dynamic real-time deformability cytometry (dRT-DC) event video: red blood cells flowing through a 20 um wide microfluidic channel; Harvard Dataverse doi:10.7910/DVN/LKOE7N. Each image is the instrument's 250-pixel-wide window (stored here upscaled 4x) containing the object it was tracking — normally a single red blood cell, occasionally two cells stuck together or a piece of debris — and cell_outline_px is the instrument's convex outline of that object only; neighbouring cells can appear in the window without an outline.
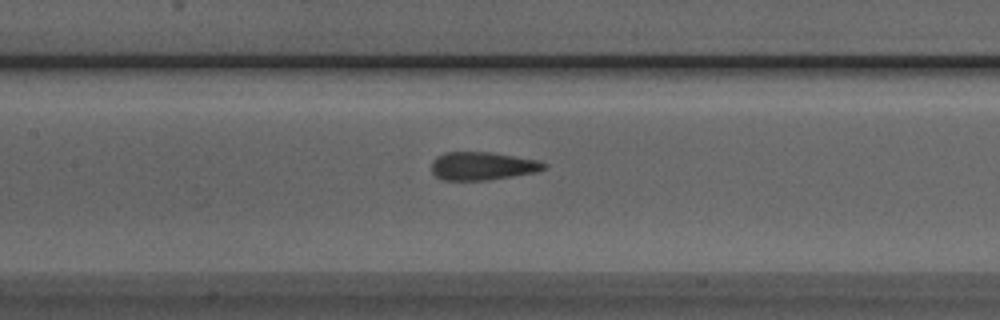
{"species": "Egyptian fruit bat (a non-hibernating species)", "species_latin": "Rousettus aegyptiacus", "temperature_condition": "room temperature", "stored_images_in_passage": 40, "camera_frame_rate_fps": 3000, "um_per_image_px": 0.085, "animal": {"sex": "male"}, "frame": {"image": 1, "passage_image": 23, "time_ms": 7.333, "image_size_px": [1000, 320], "cell_outline_px": [[548, 164], [544, 168], [536, 172], [488, 180], [440, 180], [432, 172], [432, 160], [436, 156], [444, 152], [492, 152], [540, 160]], "centroid_in_image_um": [40.99, 14.1], "position_along_channel_um": 166.4, "area_um2": 18.61}}
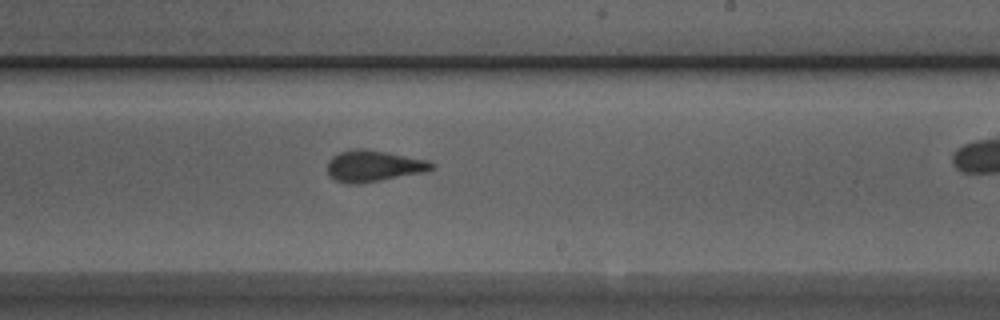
{"frame": {"image": 2, "passage_image": 30, "time_ms": 9.667, "image_size_px": [1000, 320], "cell_outline_px": [[436, 168], [424, 172], [360, 184], [344, 184], [336, 180], [328, 172], [328, 160], [332, 156], [340, 152], [352, 148], [364, 148], [388, 152], [428, 160], [436, 164]], "centroid_in_image_um": [31.77, 14.1], "position_along_channel_um": 257.2, "area_um2": 19.25}}
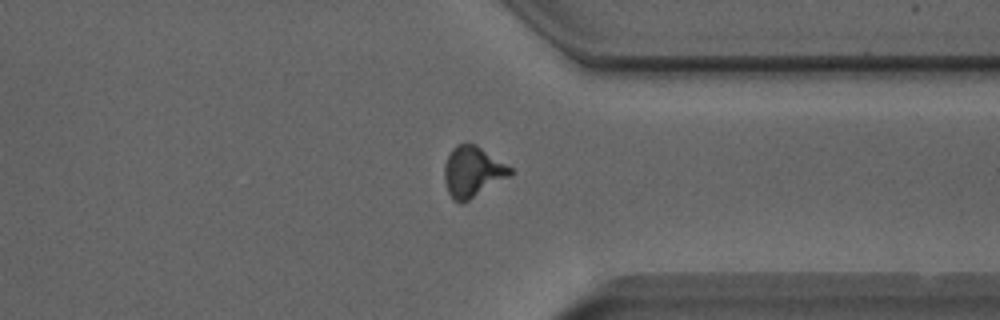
{"frame": {"image": 3, "passage_image": 39, "time_ms": 12.667, "image_size_px": [1000, 320], "cell_outline_px": [[516, 172], [512, 176], [464, 204], [460, 204], [452, 200], [448, 192], [444, 180], [444, 164], [452, 148], [456, 144], [476, 144], [512, 168]], "centroid_in_image_um": [40.19, 14.64], "position_along_channel_um": 371.2, "area_um2": 20.0}}